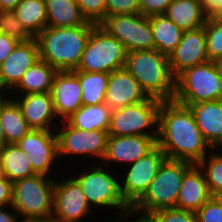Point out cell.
Here are the masks:
<instances>
[{"instance_id":"1","label":"cell","mask_w":222,"mask_h":222,"mask_svg":"<svg viewBox=\"0 0 222 222\" xmlns=\"http://www.w3.org/2000/svg\"><path fill=\"white\" fill-rule=\"evenodd\" d=\"M157 146L169 159L198 164L213 148L203 137L189 107L161 101Z\"/></svg>"},{"instance_id":"2","label":"cell","mask_w":222,"mask_h":222,"mask_svg":"<svg viewBox=\"0 0 222 222\" xmlns=\"http://www.w3.org/2000/svg\"><path fill=\"white\" fill-rule=\"evenodd\" d=\"M95 26L87 21L77 27H45L35 37L40 59L57 71L76 70Z\"/></svg>"},{"instance_id":"3","label":"cell","mask_w":222,"mask_h":222,"mask_svg":"<svg viewBox=\"0 0 222 222\" xmlns=\"http://www.w3.org/2000/svg\"><path fill=\"white\" fill-rule=\"evenodd\" d=\"M124 67L148 97L161 101L174 99L175 78L166 54L156 49L127 52Z\"/></svg>"},{"instance_id":"4","label":"cell","mask_w":222,"mask_h":222,"mask_svg":"<svg viewBox=\"0 0 222 222\" xmlns=\"http://www.w3.org/2000/svg\"><path fill=\"white\" fill-rule=\"evenodd\" d=\"M193 165L187 161L166 158L148 190L132 209L150 215L160 209L176 207L183 177Z\"/></svg>"},{"instance_id":"5","label":"cell","mask_w":222,"mask_h":222,"mask_svg":"<svg viewBox=\"0 0 222 222\" xmlns=\"http://www.w3.org/2000/svg\"><path fill=\"white\" fill-rule=\"evenodd\" d=\"M222 99V69L208 61L186 69L175 79L174 101L184 106Z\"/></svg>"},{"instance_id":"6","label":"cell","mask_w":222,"mask_h":222,"mask_svg":"<svg viewBox=\"0 0 222 222\" xmlns=\"http://www.w3.org/2000/svg\"><path fill=\"white\" fill-rule=\"evenodd\" d=\"M53 177L36 174L13 183L12 207L20 217L52 220Z\"/></svg>"},{"instance_id":"7","label":"cell","mask_w":222,"mask_h":222,"mask_svg":"<svg viewBox=\"0 0 222 222\" xmlns=\"http://www.w3.org/2000/svg\"><path fill=\"white\" fill-rule=\"evenodd\" d=\"M92 165L89 170H83L74 178L86 196L89 206L93 208L118 209L117 215L129 210L131 207L124 201L120 191V179L110 173L109 166L102 163Z\"/></svg>"},{"instance_id":"8","label":"cell","mask_w":222,"mask_h":222,"mask_svg":"<svg viewBox=\"0 0 222 222\" xmlns=\"http://www.w3.org/2000/svg\"><path fill=\"white\" fill-rule=\"evenodd\" d=\"M127 51L115 37L96 25L88 38L81 61L76 70L111 73L125 66Z\"/></svg>"},{"instance_id":"9","label":"cell","mask_w":222,"mask_h":222,"mask_svg":"<svg viewBox=\"0 0 222 222\" xmlns=\"http://www.w3.org/2000/svg\"><path fill=\"white\" fill-rule=\"evenodd\" d=\"M160 105L161 100L148 97L140 103L113 109L108 134L157 136Z\"/></svg>"},{"instance_id":"10","label":"cell","mask_w":222,"mask_h":222,"mask_svg":"<svg viewBox=\"0 0 222 222\" xmlns=\"http://www.w3.org/2000/svg\"><path fill=\"white\" fill-rule=\"evenodd\" d=\"M99 26L118 39L127 52L155 49L147 16L142 14L108 15Z\"/></svg>"},{"instance_id":"11","label":"cell","mask_w":222,"mask_h":222,"mask_svg":"<svg viewBox=\"0 0 222 222\" xmlns=\"http://www.w3.org/2000/svg\"><path fill=\"white\" fill-rule=\"evenodd\" d=\"M55 128L57 136L58 158L67 156L93 157V159L103 160L108 141V131H84L72 127L66 120L60 121ZM61 127V128H60Z\"/></svg>"},{"instance_id":"12","label":"cell","mask_w":222,"mask_h":222,"mask_svg":"<svg viewBox=\"0 0 222 222\" xmlns=\"http://www.w3.org/2000/svg\"><path fill=\"white\" fill-rule=\"evenodd\" d=\"M165 153L156 146L146 156L126 166L124 177L120 180V191L124 201L132 208L148 190L161 164Z\"/></svg>"},{"instance_id":"13","label":"cell","mask_w":222,"mask_h":222,"mask_svg":"<svg viewBox=\"0 0 222 222\" xmlns=\"http://www.w3.org/2000/svg\"><path fill=\"white\" fill-rule=\"evenodd\" d=\"M54 182L52 222H83L91 215L92 208L84 195L81 186L74 179ZM90 213V214H89Z\"/></svg>"},{"instance_id":"14","label":"cell","mask_w":222,"mask_h":222,"mask_svg":"<svg viewBox=\"0 0 222 222\" xmlns=\"http://www.w3.org/2000/svg\"><path fill=\"white\" fill-rule=\"evenodd\" d=\"M16 144L29 156L32 168L36 174L50 176L49 173L54 167V162L59 161L55 129H31Z\"/></svg>"},{"instance_id":"15","label":"cell","mask_w":222,"mask_h":222,"mask_svg":"<svg viewBox=\"0 0 222 222\" xmlns=\"http://www.w3.org/2000/svg\"><path fill=\"white\" fill-rule=\"evenodd\" d=\"M168 61L175 79L186 69L208 62L204 26L184 31L180 43L168 55Z\"/></svg>"},{"instance_id":"16","label":"cell","mask_w":222,"mask_h":222,"mask_svg":"<svg viewBox=\"0 0 222 222\" xmlns=\"http://www.w3.org/2000/svg\"><path fill=\"white\" fill-rule=\"evenodd\" d=\"M157 136H108L106 154L102 164H123L128 166L146 156L157 146ZM109 163V164H108ZM125 164V165H124Z\"/></svg>"},{"instance_id":"17","label":"cell","mask_w":222,"mask_h":222,"mask_svg":"<svg viewBox=\"0 0 222 222\" xmlns=\"http://www.w3.org/2000/svg\"><path fill=\"white\" fill-rule=\"evenodd\" d=\"M40 59L38 43L35 38L20 42L9 56L0 64V85L8 94L21 81L23 74Z\"/></svg>"},{"instance_id":"18","label":"cell","mask_w":222,"mask_h":222,"mask_svg":"<svg viewBox=\"0 0 222 222\" xmlns=\"http://www.w3.org/2000/svg\"><path fill=\"white\" fill-rule=\"evenodd\" d=\"M52 99L56 116L66 120L82 106V89L72 71H58L53 79Z\"/></svg>"},{"instance_id":"19","label":"cell","mask_w":222,"mask_h":222,"mask_svg":"<svg viewBox=\"0 0 222 222\" xmlns=\"http://www.w3.org/2000/svg\"><path fill=\"white\" fill-rule=\"evenodd\" d=\"M148 96L137 80L125 69H117L109 73L105 93V103L113 110L140 103Z\"/></svg>"},{"instance_id":"20","label":"cell","mask_w":222,"mask_h":222,"mask_svg":"<svg viewBox=\"0 0 222 222\" xmlns=\"http://www.w3.org/2000/svg\"><path fill=\"white\" fill-rule=\"evenodd\" d=\"M11 98H15L31 129L52 130L55 128L53 126L58 122V117L54 111L51 92L18 95Z\"/></svg>"},{"instance_id":"21","label":"cell","mask_w":222,"mask_h":222,"mask_svg":"<svg viewBox=\"0 0 222 222\" xmlns=\"http://www.w3.org/2000/svg\"><path fill=\"white\" fill-rule=\"evenodd\" d=\"M196 125L213 149L222 148V99L198 102L188 106Z\"/></svg>"},{"instance_id":"22","label":"cell","mask_w":222,"mask_h":222,"mask_svg":"<svg viewBox=\"0 0 222 222\" xmlns=\"http://www.w3.org/2000/svg\"><path fill=\"white\" fill-rule=\"evenodd\" d=\"M211 196L203 171L194 164L183 177L175 208L196 213Z\"/></svg>"},{"instance_id":"23","label":"cell","mask_w":222,"mask_h":222,"mask_svg":"<svg viewBox=\"0 0 222 222\" xmlns=\"http://www.w3.org/2000/svg\"><path fill=\"white\" fill-rule=\"evenodd\" d=\"M164 15L183 31L204 26L208 16L202 0H172Z\"/></svg>"},{"instance_id":"24","label":"cell","mask_w":222,"mask_h":222,"mask_svg":"<svg viewBox=\"0 0 222 222\" xmlns=\"http://www.w3.org/2000/svg\"><path fill=\"white\" fill-rule=\"evenodd\" d=\"M58 71L42 59L36 61L13 89L17 95L51 92L55 74ZM20 91V92H19Z\"/></svg>"},{"instance_id":"25","label":"cell","mask_w":222,"mask_h":222,"mask_svg":"<svg viewBox=\"0 0 222 222\" xmlns=\"http://www.w3.org/2000/svg\"><path fill=\"white\" fill-rule=\"evenodd\" d=\"M0 173L11 183L36 175L29 156L17 144H6L0 150Z\"/></svg>"},{"instance_id":"26","label":"cell","mask_w":222,"mask_h":222,"mask_svg":"<svg viewBox=\"0 0 222 222\" xmlns=\"http://www.w3.org/2000/svg\"><path fill=\"white\" fill-rule=\"evenodd\" d=\"M10 96L9 94L8 98L0 100V122L7 144H16L31 128L24 119L20 106Z\"/></svg>"},{"instance_id":"27","label":"cell","mask_w":222,"mask_h":222,"mask_svg":"<svg viewBox=\"0 0 222 222\" xmlns=\"http://www.w3.org/2000/svg\"><path fill=\"white\" fill-rule=\"evenodd\" d=\"M112 109L102 104L82 105L66 121L74 128L84 131H108Z\"/></svg>"},{"instance_id":"28","label":"cell","mask_w":222,"mask_h":222,"mask_svg":"<svg viewBox=\"0 0 222 222\" xmlns=\"http://www.w3.org/2000/svg\"><path fill=\"white\" fill-rule=\"evenodd\" d=\"M48 27H77L87 20L75 0H44Z\"/></svg>"},{"instance_id":"29","label":"cell","mask_w":222,"mask_h":222,"mask_svg":"<svg viewBox=\"0 0 222 222\" xmlns=\"http://www.w3.org/2000/svg\"><path fill=\"white\" fill-rule=\"evenodd\" d=\"M155 49L167 56L178 46L184 31L164 14L149 16Z\"/></svg>"},{"instance_id":"30","label":"cell","mask_w":222,"mask_h":222,"mask_svg":"<svg viewBox=\"0 0 222 222\" xmlns=\"http://www.w3.org/2000/svg\"><path fill=\"white\" fill-rule=\"evenodd\" d=\"M13 11L34 38L47 27L44 0H21Z\"/></svg>"},{"instance_id":"31","label":"cell","mask_w":222,"mask_h":222,"mask_svg":"<svg viewBox=\"0 0 222 222\" xmlns=\"http://www.w3.org/2000/svg\"><path fill=\"white\" fill-rule=\"evenodd\" d=\"M79 79L82 89V105L102 104L109 80V73L72 71Z\"/></svg>"},{"instance_id":"32","label":"cell","mask_w":222,"mask_h":222,"mask_svg":"<svg viewBox=\"0 0 222 222\" xmlns=\"http://www.w3.org/2000/svg\"><path fill=\"white\" fill-rule=\"evenodd\" d=\"M212 149L197 165L203 171L212 196L222 197V153Z\"/></svg>"},{"instance_id":"33","label":"cell","mask_w":222,"mask_h":222,"mask_svg":"<svg viewBox=\"0 0 222 222\" xmlns=\"http://www.w3.org/2000/svg\"><path fill=\"white\" fill-rule=\"evenodd\" d=\"M204 28L209 61L222 62V22L209 15Z\"/></svg>"},{"instance_id":"34","label":"cell","mask_w":222,"mask_h":222,"mask_svg":"<svg viewBox=\"0 0 222 222\" xmlns=\"http://www.w3.org/2000/svg\"><path fill=\"white\" fill-rule=\"evenodd\" d=\"M0 33L7 34L19 42H28L34 38L13 10H0Z\"/></svg>"},{"instance_id":"35","label":"cell","mask_w":222,"mask_h":222,"mask_svg":"<svg viewBox=\"0 0 222 222\" xmlns=\"http://www.w3.org/2000/svg\"><path fill=\"white\" fill-rule=\"evenodd\" d=\"M83 17L99 25L106 17L105 0H75Z\"/></svg>"},{"instance_id":"36","label":"cell","mask_w":222,"mask_h":222,"mask_svg":"<svg viewBox=\"0 0 222 222\" xmlns=\"http://www.w3.org/2000/svg\"><path fill=\"white\" fill-rule=\"evenodd\" d=\"M197 222H222V197L211 196L196 212Z\"/></svg>"},{"instance_id":"37","label":"cell","mask_w":222,"mask_h":222,"mask_svg":"<svg viewBox=\"0 0 222 222\" xmlns=\"http://www.w3.org/2000/svg\"><path fill=\"white\" fill-rule=\"evenodd\" d=\"M155 222H197L195 212L178 208L160 209L150 214Z\"/></svg>"},{"instance_id":"38","label":"cell","mask_w":222,"mask_h":222,"mask_svg":"<svg viewBox=\"0 0 222 222\" xmlns=\"http://www.w3.org/2000/svg\"><path fill=\"white\" fill-rule=\"evenodd\" d=\"M106 16L116 14H141L139 0H105Z\"/></svg>"},{"instance_id":"39","label":"cell","mask_w":222,"mask_h":222,"mask_svg":"<svg viewBox=\"0 0 222 222\" xmlns=\"http://www.w3.org/2000/svg\"><path fill=\"white\" fill-rule=\"evenodd\" d=\"M172 0H139L140 12L144 16L164 14Z\"/></svg>"},{"instance_id":"40","label":"cell","mask_w":222,"mask_h":222,"mask_svg":"<svg viewBox=\"0 0 222 222\" xmlns=\"http://www.w3.org/2000/svg\"><path fill=\"white\" fill-rule=\"evenodd\" d=\"M13 183L0 173V207L12 205Z\"/></svg>"},{"instance_id":"41","label":"cell","mask_w":222,"mask_h":222,"mask_svg":"<svg viewBox=\"0 0 222 222\" xmlns=\"http://www.w3.org/2000/svg\"><path fill=\"white\" fill-rule=\"evenodd\" d=\"M20 42L7 34L0 33V64L9 56Z\"/></svg>"},{"instance_id":"42","label":"cell","mask_w":222,"mask_h":222,"mask_svg":"<svg viewBox=\"0 0 222 222\" xmlns=\"http://www.w3.org/2000/svg\"><path fill=\"white\" fill-rule=\"evenodd\" d=\"M137 214L139 216L135 218V215ZM130 217L135 218V220H131L132 222H155L151 215H145V214L140 215V213H137L132 208L120 213L119 215H115L113 218H111L112 220H109L108 222H123L124 220H126L125 222H127Z\"/></svg>"},{"instance_id":"43","label":"cell","mask_w":222,"mask_h":222,"mask_svg":"<svg viewBox=\"0 0 222 222\" xmlns=\"http://www.w3.org/2000/svg\"><path fill=\"white\" fill-rule=\"evenodd\" d=\"M12 209L14 211L13 213ZM18 218L19 214H17L12 205L0 207V222H17Z\"/></svg>"},{"instance_id":"44","label":"cell","mask_w":222,"mask_h":222,"mask_svg":"<svg viewBox=\"0 0 222 222\" xmlns=\"http://www.w3.org/2000/svg\"><path fill=\"white\" fill-rule=\"evenodd\" d=\"M202 4L205 13L209 16L222 6V0H202Z\"/></svg>"},{"instance_id":"45","label":"cell","mask_w":222,"mask_h":222,"mask_svg":"<svg viewBox=\"0 0 222 222\" xmlns=\"http://www.w3.org/2000/svg\"><path fill=\"white\" fill-rule=\"evenodd\" d=\"M21 0H0V10H14Z\"/></svg>"},{"instance_id":"46","label":"cell","mask_w":222,"mask_h":222,"mask_svg":"<svg viewBox=\"0 0 222 222\" xmlns=\"http://www.w3.org/2000/svg\"><path fill=\"white\" fill-rule=\"evenodd\" d=\"M20 218H18L17 222H50L49 220L40 219V218H25V217H20Z\"/></svg>"},{"instance_id":"47","label":"cell","mask_w":222,"mask_h":222,"mask_svg":"<svg viewBox=\"0 0 222 222\" xmlns=\"http://www.w3.org/2000/svg\"><path fill=\"white\" fill-rule=\"evenodd\" d=\"M7 144L6 142V138L4 136V132H3V129H2V125H1V122H0V150Z\"/></svg>"},{"instance_id":"48","label":"cell","mask_w":222,"mask_h":222,"mask_svg":"<svg viewBox=\"0 0 222 222\" xmlns=\"http://www.w3.org/2000/svg\"><path fill=\"white\" fill-rule=\"evenodd\" d=\"M212 16H213L215 19H217V20H219V21L222 22V6L219 7V8L212 14Z\"/></svg>"},{"instance_id":"49","label":"cell","mask_w":222,"mask_h":222,"mask_svg":"<svg viewBox=\"0 0 222 222\" xmlns=\"http://www.w3.org/2000/svg\"><path fill=\"white\" fill-rule=\"evenodd\" d=\"M6 95L7 94H6L5 90L0 85V100L5 99Z\"/></svg>"}]
</instances>
